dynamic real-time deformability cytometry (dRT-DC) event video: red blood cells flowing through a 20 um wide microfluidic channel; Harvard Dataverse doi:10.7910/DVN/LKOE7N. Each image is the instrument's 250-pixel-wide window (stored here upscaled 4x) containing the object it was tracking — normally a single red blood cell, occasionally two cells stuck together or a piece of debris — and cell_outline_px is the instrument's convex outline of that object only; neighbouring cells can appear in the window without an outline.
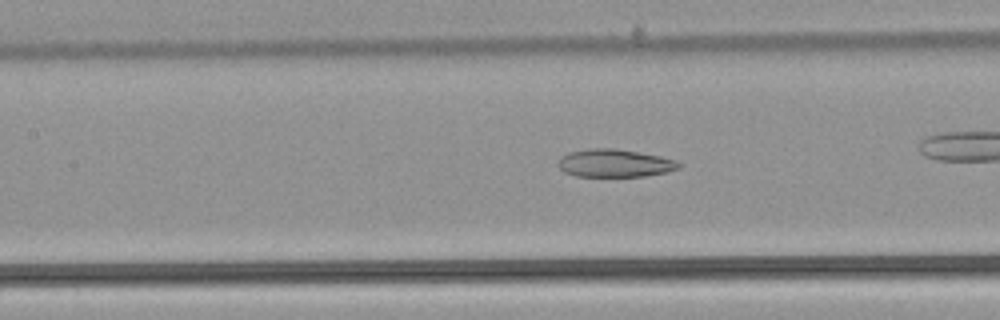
{"species": "common noctule bat (a hibernating species)", "species_latin": "Nyctalus noctula", "temperature_condition": "warm", "stored_images_in_passage": 25, "camera_frame_rate_fps": 3000, "um_per_image_px": 0.085, "animal": {"sex": "male", "body_mass_g": 21.5, "forearm_length_mm": 52.0}, "frame": {"image": 1, "passage_image": 8, "time_ms": 2.333, "image_size_px": [1000, 320], "cell_outline_px": [[680, 168], [668, 172], [648, 176], [576, 176], [564, 172], [556, 164], [560, 156], [568, 152], [592, 148], [612, 148], [660, 156], [676, 160], [680, 164]], "centroid_in_image_um": [52.22, 13.87], "position_along_channel_um": 155.2, "area_um2": 19.65}}
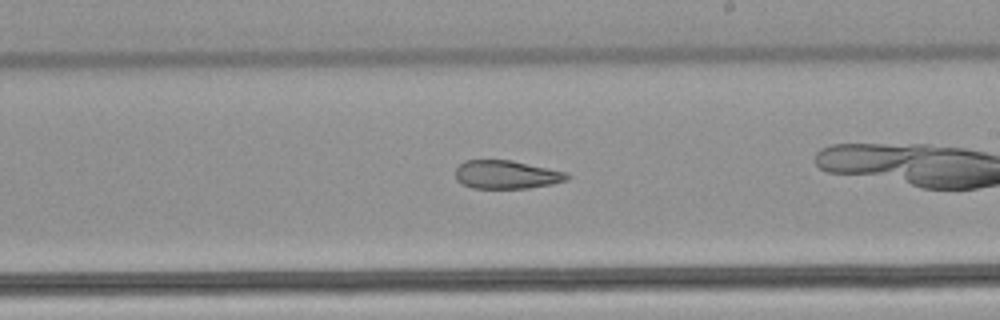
{"frame": {"image": 2, "passage_image": 15, "time_ms": 4.667, "image_size_px": [1000, 320], "cell_outline_px": [[572, 176], [568, 180], [552, 184], [528, 188], [472, 188], [460, 184], [456, 180], [456, 168], [464, 160], [512, 160], [568, 172]], "centroid_in_image_um": [43.07, 14.84], "position_along_channel_um": 245.9, "area_um2": 18.73}}
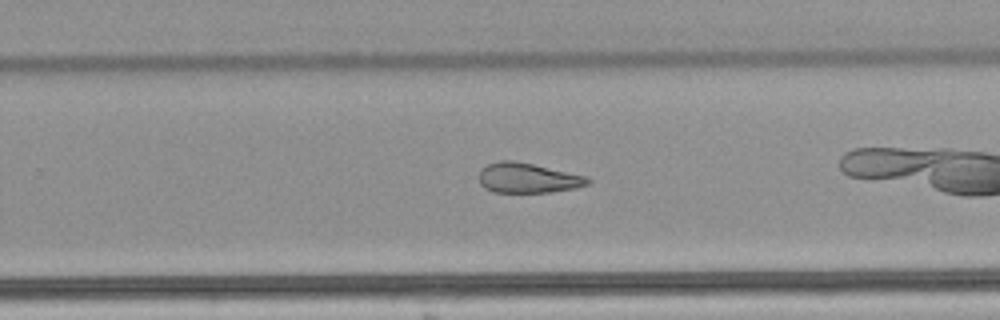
{"frame": {"image": 3, "passage_image": 18, "time_ms": 5.667, "image_size_px": [1000, 320], "cell_outline_px": [[592, 180], [588, 184], [576, 188], [552, 192], [492, 192], [484, 188], [480, 184], [480, 172], [488, 164], [500, 160], [512, 160], [532, 164], [588, 176]], "centroid_in_image_um": [44.89, 15.13], "position_along_channel_um": 284.9, "area_um2": 18.96}}